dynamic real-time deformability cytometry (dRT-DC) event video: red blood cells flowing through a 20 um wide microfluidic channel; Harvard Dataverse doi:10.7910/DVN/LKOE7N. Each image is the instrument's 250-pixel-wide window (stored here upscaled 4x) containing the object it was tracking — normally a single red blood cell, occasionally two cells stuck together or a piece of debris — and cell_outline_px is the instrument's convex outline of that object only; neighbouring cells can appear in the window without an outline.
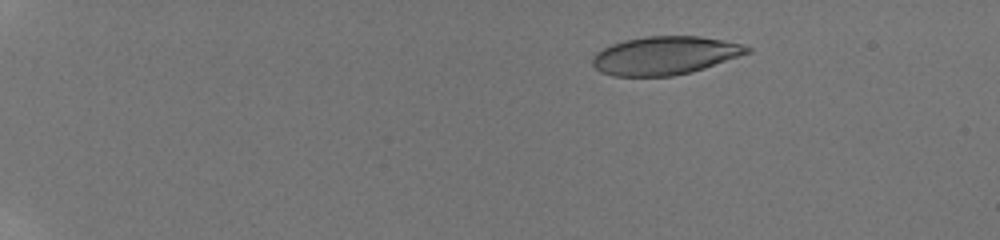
{"species": "human", "species_latin": "Homo sapiens", "temperature_condition": "room temperature", "stored_images_in_passage": 48, "camera_frame_rate_fps": 3000, "um_per_image_px": 0.085, "donor": {"sex": "male"}, "frame": {"image": 1, "passage_image": 1, "time_ms": 0.0, "image_size_px": [1000, 240], "cell_outline_px": [[752, 52], [692, 72], [672, 76], [612, 76], [600, 72], [592, 64], [592, 56], [596, 52], [612, 44], [624, 40], [644, 36], [700, 36], [724, 40], [740, 44], [752, 48]], "centroid_in_image_um": [56.51, 4.72], "position_along_channel_um": 28.5, "area_um2": 34.62}}
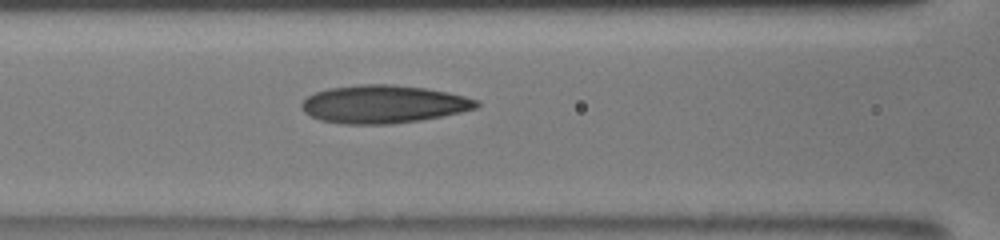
{"frame": {"image": 2, "passage_image": 16, "time_ms": 6.0, "image_size_px": [1000, 240], "cell_outline_px": [[480, 104], [476, 108], [460, 112], [420, 120], [392, 124], [340, 124], [320, 120], [304, 112], [300, 108], [300, 104], [308, 96], [316, 92], [328, 88], [360, 84], [392, 84], [424, 88], [448, 92], [480, 100]], "centroid_in_image_um": [32.57, 8.85], "position_along_channel_um": 134.0, "area_um2": 38.78}}
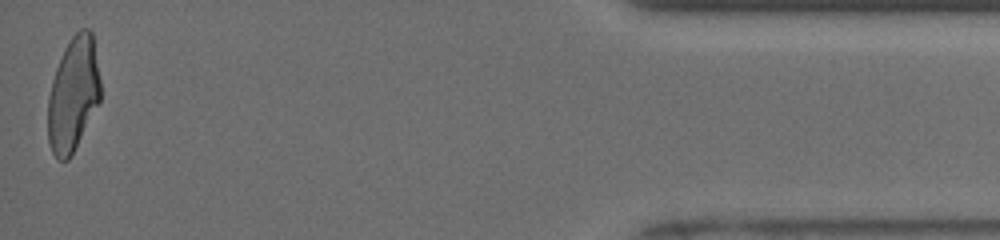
{"frame": {"image": 3, "passage_image": 47, "time_ms": 15.0, "image_size_px": [1000, 240], "cell_outline_px": [[100, 100], [68, 160], [60, 160], [52, 152], [48, 140], [48, 96], [52, 80], [56, 68], [64, 48], [72, 36], [80, 28], [88, 28], [92, 32], [100, 80]], "centroid_in_image_um": [6.21, 7.97], "position_along_channel_um": 429.0, "area_um2": 34.51}, "authors_computed_cell_mechanics": {"area_um2": 37.0498, "velocity_mm_per_s": 3.9663, "shape_relaxation_time_tau1_ms": 6.0623, "shape_relaxation_time_tau2_ms": 1.4675, "deformation_change_tau1": 0.2044, "deformation_change_tau2": 0.0941}}